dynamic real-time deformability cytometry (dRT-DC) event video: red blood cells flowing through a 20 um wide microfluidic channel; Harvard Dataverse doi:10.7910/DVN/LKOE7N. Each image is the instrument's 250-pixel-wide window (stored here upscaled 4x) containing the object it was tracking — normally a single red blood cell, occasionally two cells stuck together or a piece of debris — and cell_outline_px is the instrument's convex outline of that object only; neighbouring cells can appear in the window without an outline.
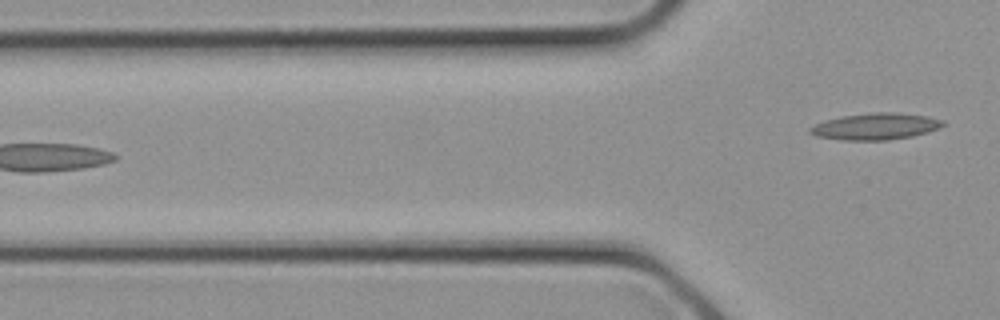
{"species": "common noctule bat (a hibernating species)", "species_latin": "Nyctalus noctula", "temperature_condition": "cold", "stored_images_in_passage": 9, "segment_of_instrument_passage": [2, 2], "camera_frame_rate_fps": 3000, "um_per_image_px": 0.085, "animal": {"sex": "female", "body_mass_g": 21.9}, "frame": {"image": 1, "passage_image": 9, "time_ms": 2.667, "image_size_px": [1000, 320], "cell_outline_px": [[944, 124], [940, 128], [928, 132], [912, 136], [888, 140], [840, 140], [816, 136], [808, 132], [808, 128], [824, 120], [840, 116], [876, 112], [896, 112], [928, 116], [944, 120]], "centroid_in_image_um": [74.41, 10.74], "position_along_channel_um": 51.4, "area_um2": 20.75}}